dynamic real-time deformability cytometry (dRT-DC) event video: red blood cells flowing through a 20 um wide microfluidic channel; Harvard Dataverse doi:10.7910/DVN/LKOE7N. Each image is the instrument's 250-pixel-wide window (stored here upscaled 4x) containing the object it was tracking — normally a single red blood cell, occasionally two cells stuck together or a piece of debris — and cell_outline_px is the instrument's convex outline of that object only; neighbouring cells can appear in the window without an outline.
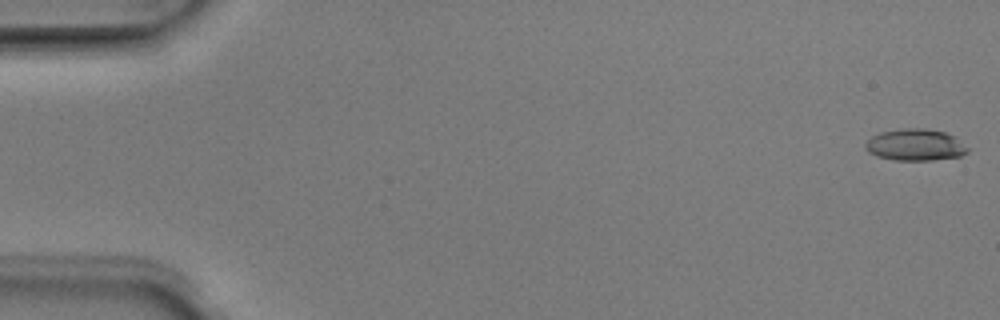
{"species": "Egyptian fruit bat (a non-hibernating species)", "species_latin": "Rousettus aegyptiacus", "temperature_condition": "room temperature", "stored_images_in_passage": 5, "camera_frame_rate_fps": 3000, "um_per_image_px": 0.085, "animal": {"sex": "male"}, "frame": {"image": 1, "passage_image": 1, "time_ms": 0.0, "image_size_px": [1000, 320], "cell_outline_px": [[968, 152], [960, 156], [932, 160], [896, 160], [876, 156], [868, 152], [864, 148], [864, 144], [872, 136], [880, 132], [900, 128], [924, 128], [944, 132], [956, 136], [968, 148]], "centroid_in_image_um": [77.79, 12.31], "position_along_channel_um": 7.2, "area_um2": 19.02}}
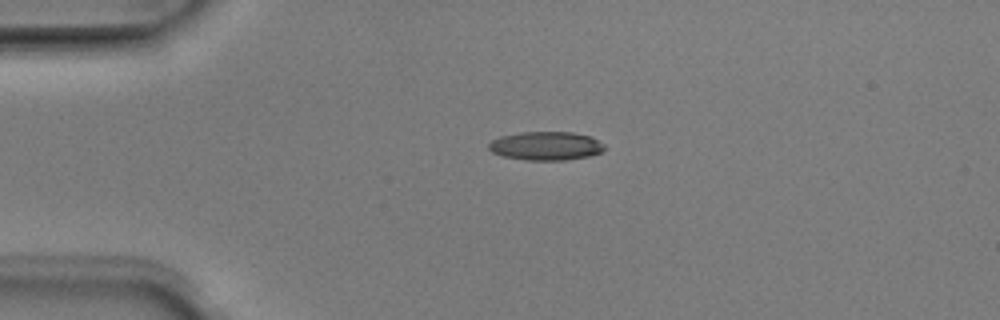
{"frame": {"image": 2, "passage_image": 4, "time_ms": 1.0, "image_size_px": [1000, 320], "cell_outline_px": [[604, 148], [600, 152], [588, 156], [564, 160], [524, 160], [504, 156], [492, 152], [488, 148], [488, 144], [492, 140], [500, 136], [520, 132], [572, 132], [592, 136], [604, 144]], "centroid_in_image_um": [46.39, 12.39], "position_along_channel_um": 38.6, "area_um2": 19.31}}